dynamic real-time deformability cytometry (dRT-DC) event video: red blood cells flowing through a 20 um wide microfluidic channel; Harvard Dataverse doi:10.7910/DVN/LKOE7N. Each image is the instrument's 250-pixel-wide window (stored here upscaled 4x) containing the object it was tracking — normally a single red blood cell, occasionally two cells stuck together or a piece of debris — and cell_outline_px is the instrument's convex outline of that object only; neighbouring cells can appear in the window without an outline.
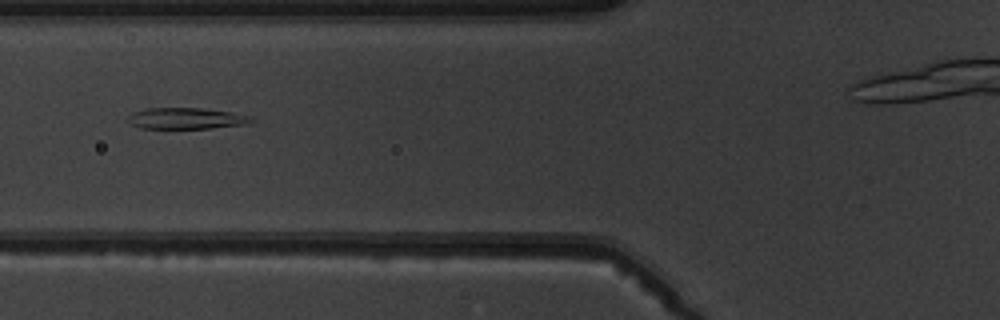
{"species": "common noctule bat (a hibernating species)", "species_latin": "Nyctalus noctula", "temperature_condition": "warm", "stored_images_in_passage": 2, "camera_frame_rate_fps": 3000, "um_per_image_px": 0.085, "animal": {"sex": "male", "body_mass_g": 19.5, "forearm_length_mm": 54.6}, "frame": {"image": 1, "passage_image": 2, "time_ms": 1.0, "image_size_px": [1000, 320], "cell_outline_px": [[256, 120], [248, 124], [208, 128], [140, 128], [128, 124], [124, 120], [132, 112], [148, 108], [200, 108], [232, 112], [252, 116]], "centroid_in_image_um": [15.8, 10.06], "position_along_channel_um": 110.0, "area_um2": 15.49}}